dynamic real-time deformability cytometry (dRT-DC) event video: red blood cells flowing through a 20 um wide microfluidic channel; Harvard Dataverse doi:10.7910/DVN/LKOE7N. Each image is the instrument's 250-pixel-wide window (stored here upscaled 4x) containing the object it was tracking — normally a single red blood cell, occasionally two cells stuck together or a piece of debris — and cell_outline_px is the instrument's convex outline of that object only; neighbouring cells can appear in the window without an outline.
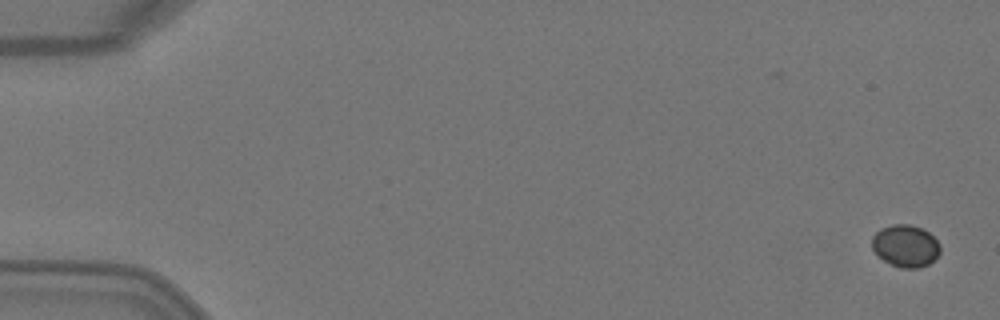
{"species": "Egyptian fruit bat (a non-hibernating species)", "species_latin": "Rousettus aegyptiacus", "temperature_condition": "warm", "stored_images_in_passage": 2, "camera_frame_rate_fps": 3000, "um_per_image_px": 0.085, "animal": {"sex": "female"}, "frame": {"image": 1, "passage_image": 2, "time_ms": 0.333, "image_size_px": [1000, 320], "cell_outline_px": [[940, 252], [928, 264], [920, 268], [900, 268], [884, 260], [872, 248], [872, 236], [880, 228], [892, 224], [908, 224], [920, 228], [928, 232], [940, 244]], "centroid_in_image_um": [76.96, 20.89], "position_along_channel_um": 8.0, "area_um2": 16.59}}